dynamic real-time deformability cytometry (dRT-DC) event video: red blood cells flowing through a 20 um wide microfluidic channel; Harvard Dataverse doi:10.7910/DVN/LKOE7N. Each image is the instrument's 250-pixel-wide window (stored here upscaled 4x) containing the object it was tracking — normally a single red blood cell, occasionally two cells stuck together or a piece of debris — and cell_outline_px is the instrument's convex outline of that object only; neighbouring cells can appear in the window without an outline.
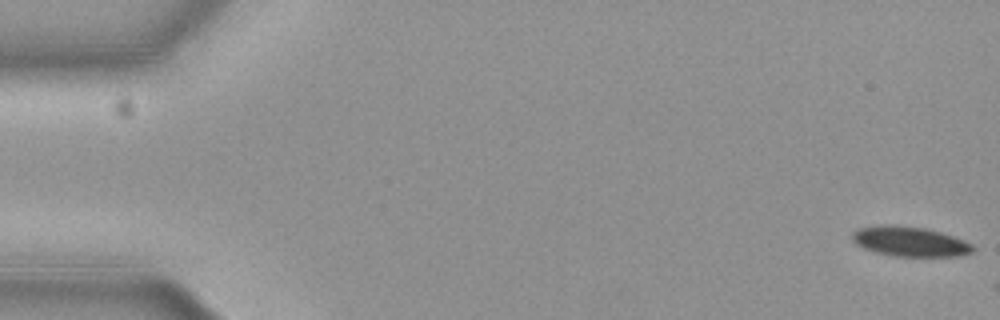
{"species": "common noctule bat (a hibernating species)", "species_latin": "Nyctalus noctula", "temperature_condition": "cold", "stored_images_in_passage": 3, "camera_frame_rate_fps": 3000, "um_per_image_px": 0.085, "animal": {"sex": "female", "body_mass_g": 19.3, "forearm_length_mm": 54.1}, "frame": {"image": 1, "passage_image": 1, "time_ms": 0.0, "image_size_px": [1000, 320], "cell_outline_px": [[976, 248], [972, 252], [960, 256], [892, 256], [876, 252], [864, 248], [856, 244], [852, 240], [852, 232], [860, 228], [884, 224], [892, 224], [924, 228], [940, 232], [964, 240], [972, 244]], "centroid_in_image_um": [77.34, 20.53], "position_along_channel_um": 7.7, "area_um2": 20.98}}